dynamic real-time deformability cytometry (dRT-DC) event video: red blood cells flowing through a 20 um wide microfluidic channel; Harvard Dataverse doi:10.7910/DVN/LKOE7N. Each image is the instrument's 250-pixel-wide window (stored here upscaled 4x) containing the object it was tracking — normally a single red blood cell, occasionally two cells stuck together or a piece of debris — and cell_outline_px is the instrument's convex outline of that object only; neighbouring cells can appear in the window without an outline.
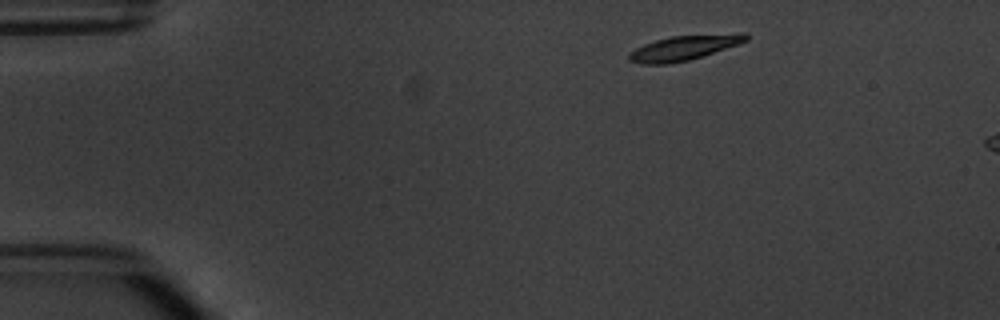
{"species": "common noctule bat (a hibernating species)", "species_latin": "Nyctalus noctula", "temperature_condition": "warm", "stored_images_in_passage": 3, "camera_frame_rate_fps": 3000, "um_per_image_px": 0.085, "animal": {"sex": "male", "body_mass_g": 20.1, "forearm_length_mm": 53.5}, "frame": {"image": 1, "passage_image": 1, "time_ms": 0.0, "image_size_px": [1000, 320], "cell_outline_px": [[748, 40], [740, 44], [688, 60], [668, 64], [640, 64], [628, 60], [628, 52], [644, 44], [656, 40], [672, 36], [740, 32], [744, 32], [748, 36]], "centroid_in_image_um": [58.16, 4.05], "position_along_channel_um": 26.8, "area_um2": 17.05}}